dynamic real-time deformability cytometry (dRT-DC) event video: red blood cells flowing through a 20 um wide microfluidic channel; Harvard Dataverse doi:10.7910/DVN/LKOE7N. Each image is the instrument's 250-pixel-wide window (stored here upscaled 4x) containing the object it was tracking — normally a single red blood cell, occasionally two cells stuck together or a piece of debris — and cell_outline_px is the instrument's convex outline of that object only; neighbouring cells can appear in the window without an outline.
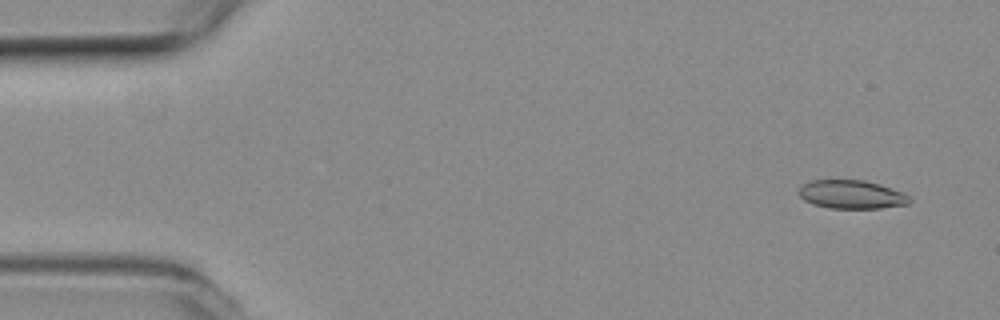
{"species": "common noctule bat (a hibernating species)", "species_latin": "Nyctalus noctula", "temperature_condition": "room temperature", "stored_images_in_passage": 55, "camera_frame_rate_fps": 3000, "um_per_image_px": 0.085, "animal": {"sex": "female", "body_mass_g": 19.3, "forearm_length_mm": 54.1}, "frame": {"image": 1, "passage_image": 4, "time_ms": 1.0, "image_size_px": [1000, 320], "cell_outline_px": [[912, 200], [908, 204], [880, 208], [828, 208], [812, 204], [804, 200], [796, 192], [804, 184], [812, 180], [864, 180], [880, 184], [904, 192]], "centroid_in_image_um": [72.38, 16.53], "position_along_channel_um": 12.6, "area_um2": 18.5}}
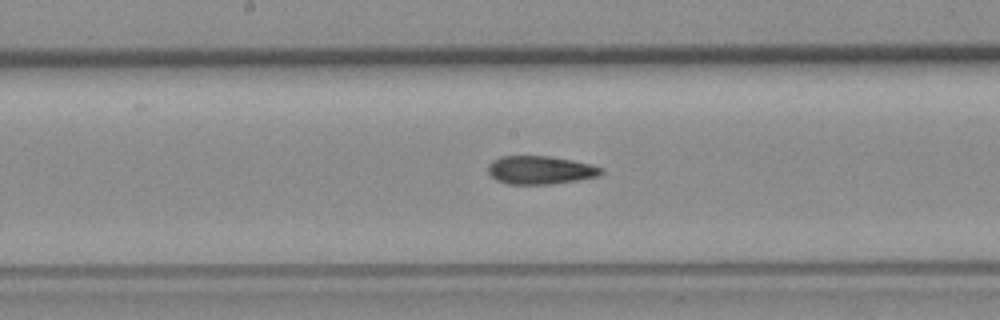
{"frame": {"image": 2, "passage_image": 28, "time_ms": 9.0, "image_size_px": [1000, 320], "cell_outline_px": [[604, 172], [596, 176], [576, 180], [552, 184], [508, 184], [496, 180], [488, 172], [488, 164], [492, 160], [500, 156], [548, 156], [572, 160], [604, 168]], "centroid_in_image_um": [45.89, 14.45], "position_along_channel_um": 202.3, "area_um2": 18.55}}
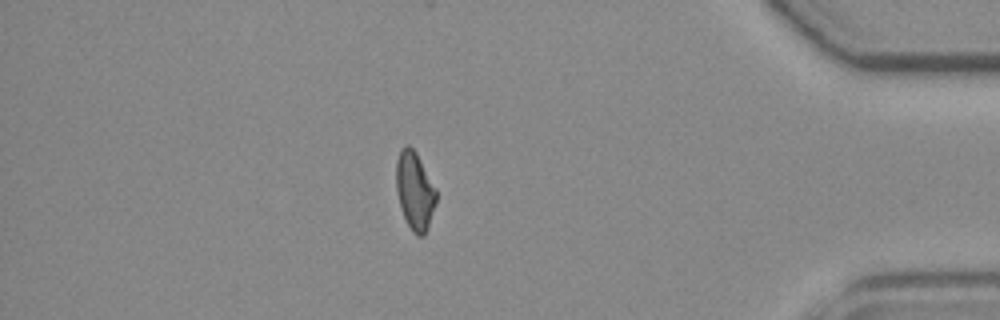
{"frame": {"image": 3, "passage_image": 47, "time_ms": 15.333, "image_size_px": [1000, 320], "cell_outline_px": [[436, 200], [424, 236], [416, 236], [412, 232], [404, 216], [396, 192], [396, 160], [400, 148], [404, 144], [408, 144], [416, 152], [436, 188]], "centroid_in_image_um": [35.23, 16.17], "position_along_channel_um": 400.0, "area_um2": 18.09}, "authors_computed_cell_mechanics": {"area_um2": 18.6116, "velocity_mm_per_s": 3.7987, "shape_relaxation_time_tau1_ms": 7.1011, "shape_relaxation_time_tau2_ms": 2.8279, "deformation_change_tau1": 0.1756, "deformation_change_tau2": 0.0982}}